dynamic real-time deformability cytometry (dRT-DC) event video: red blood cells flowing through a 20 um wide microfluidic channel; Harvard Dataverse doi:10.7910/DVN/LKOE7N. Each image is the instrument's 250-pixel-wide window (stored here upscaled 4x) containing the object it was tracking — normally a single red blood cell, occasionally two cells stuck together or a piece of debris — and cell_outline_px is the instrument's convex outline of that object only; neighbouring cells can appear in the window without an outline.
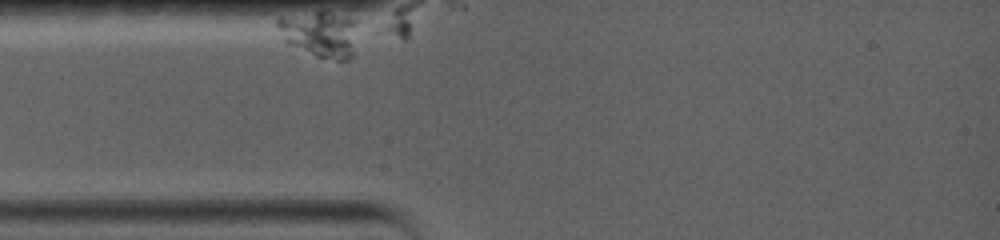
{"species": "common noctule bat (a hibernating species)", "species_latin": "Nyctalus noctula", "temperature_condition": "warm", "stored_images_in_passage": 5, "camera_frame_rate_fps": 5000, "um_per_image_px": 0.085, "animal": {"sex": "female", "body_mass_g": 19.0, "forearm_length_mm": 56.7}, "frame": {"image": 1, "passage_image": 1, "time_ms": 0.0, "image_size_px": [1000, 240], "cell_outline_px": [[356, 56], [348, 60], [336, 60], [316, 56], [288, 44], [284, 40], [276, 24], [276, 20], [280, 16], [316, 12], [328, 12], [348, 16], [356, 20]], "centroid_in_image_um": [27.25, 2.9], "position_along_channel_um": 57.7, "area_um2": 21.85}}